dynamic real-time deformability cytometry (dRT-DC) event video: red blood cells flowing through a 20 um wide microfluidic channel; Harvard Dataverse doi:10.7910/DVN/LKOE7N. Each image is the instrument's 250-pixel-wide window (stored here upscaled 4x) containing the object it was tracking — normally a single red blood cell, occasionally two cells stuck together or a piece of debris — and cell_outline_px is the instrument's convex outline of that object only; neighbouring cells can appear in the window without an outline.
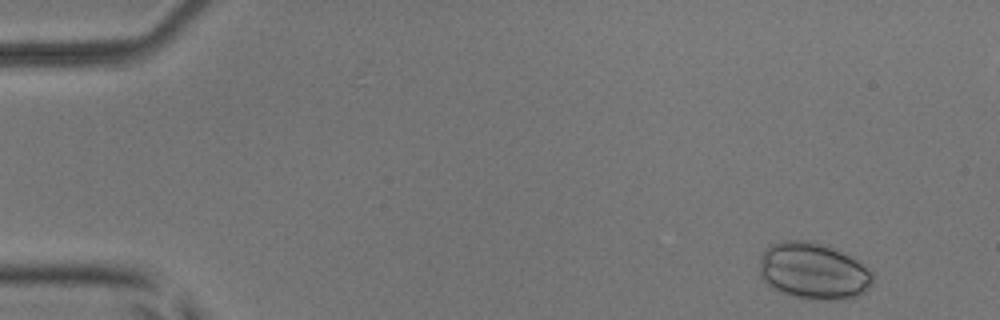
{"species": "common noctule bat (a hibernating species)", "species_latin": "Nyctalus noctula", "temperature_condition": "room temperature", "stored_images_in_passage": 35, "camera_frame_rate_fps": 3000, "um_per_image_px": 0.085, "animal": {"sex": "male", "body_mass_g": 17.9, "forearm_length_mm": 54.2}, "frame": {"image": 1, "passage_image": 2, "time_ms": 0.333, "image_size_px": [1000, 320], "cell_outline_px": [[872, 284], [860, 296], [836, 300], [824, 300], [796, 296], [780, 292], [768, 284], [760, 276], [760, 256], [764, 248], [780, 240], [812, 240], [828, 244], [860, 260], [864, 264], [872, 276]], "centroid_in_image_um": [69.14, 23.0], "position_along_channel_um": 15.9, "area_um2": 37.86}}
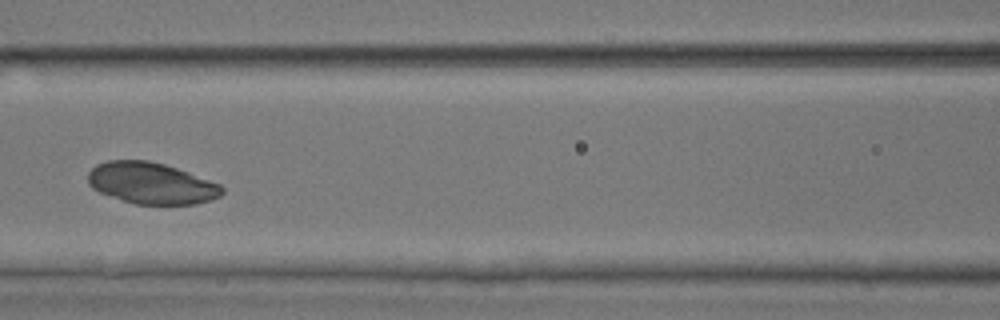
{"frame": {"image": 2, "passage_image": 22, "time_ms": 7.0, "image_size_px": [1000, 320], "cell_outline_px": [[224, 192], [220, 196], [212, 200], [196, 204], [136, 204], [100, 192], [92, 188], [88, 184], [88, 172], [96, 164], [108, 160], [148, 160], [164, 164], [188, 172], [220, 184], [224, 188]], "centroid_in_image_um": [12.87, 15.57], "position_along_channel_um": 153.7, "area_um2": 32.31}}
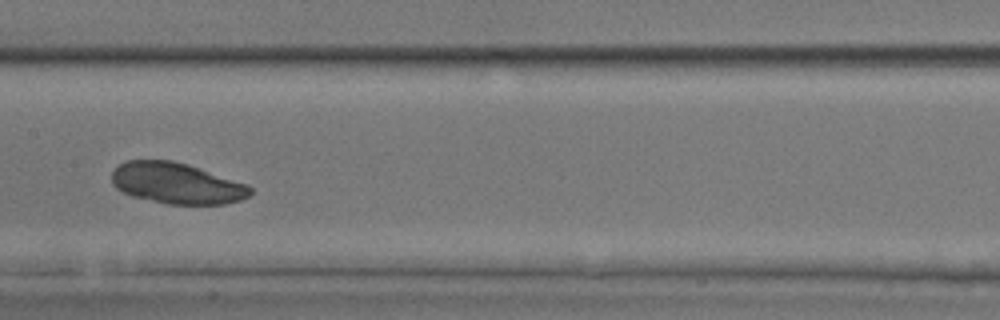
{"frame": {"image": 3, "passage_image": 25, "time_ms": 8.0, "image_size_px": [1000, 320], "cell_outline_px": [[252, 192], [248, 196], [240, 200], [224, 204], [168, 204], [132, 196], [116, 188], [112, 184], [112, 172], [124, 160], [172, 160], [188, 164], [248, 184], [252, 188]], "centroid_in_image_um": [15.02, 15.57], "position_along_channel_um": 192.4, "area_um2": 33.12}}